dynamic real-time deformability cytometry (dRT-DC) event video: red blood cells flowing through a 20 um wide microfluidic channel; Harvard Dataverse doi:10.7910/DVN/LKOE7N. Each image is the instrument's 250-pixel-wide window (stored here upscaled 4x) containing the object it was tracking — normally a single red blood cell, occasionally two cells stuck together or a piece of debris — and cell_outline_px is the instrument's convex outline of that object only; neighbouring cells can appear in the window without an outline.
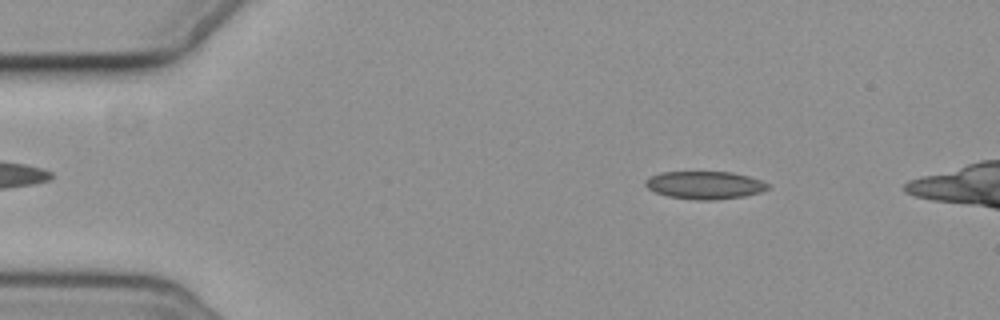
{"species": "common noctule bat (a hibernating species)", "species_latin": "Nyctalus noctula", "temperature_condition": "cold", "stored_images_in_passage": 5, "camera_frame_rate_fps": 3000, "um_per_image_px": 0.085, "animal": {"sex": "female", "body_mass_g": 19.3, "forearm_length_mm": 54.1}, "frame": {"image": 1, "passage_image": 2, "time_ms": 1.0, "image_size_px": [1000, 320], "cell_outline_px": [[768, 188], [760, 192], [744, 196], [716, 200], [696, 200], [668, 196], [656, 192], [648, 188], [644, 184], [644, 180], [648, 176], [660, 172], [732, 172], [748, 176], [760, 180], [768, 184]], "centroid_in_image_um": [59.86, 15.73], "position_along_channel_um": 25.1, "area_um2": 19.83}}